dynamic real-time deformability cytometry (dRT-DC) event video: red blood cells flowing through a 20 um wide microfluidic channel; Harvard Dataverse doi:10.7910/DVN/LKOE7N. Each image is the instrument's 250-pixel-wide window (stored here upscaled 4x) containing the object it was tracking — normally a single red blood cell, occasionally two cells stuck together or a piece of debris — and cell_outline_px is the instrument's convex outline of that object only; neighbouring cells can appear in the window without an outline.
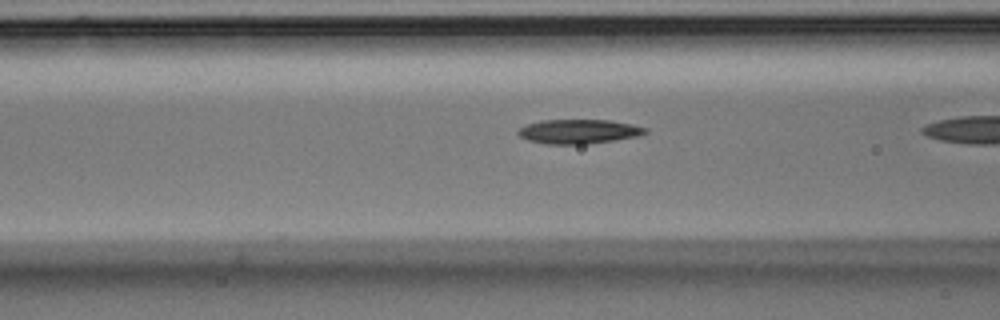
{"species": "Egyptian fruit bat (a non-hibernating species)", "species_latin": "Rousettus aegyptiacus", "temperature_condition": "room temperature", "stored_images_in_passage": 39, "segment_of_instrument_passage": [2, 2], "camera_frame_rate_fps": 3000, "um_per_image_px": 0.085, "animal": {"sex": "male"}, "frame": {"image": 1, "passage_image": 18, "time_ms": 5.667, "image_size_px": [1000, 320], "cell_outline_px": [[648, 132], [636, 136], [612, 140], [584, 144], [544, 144], [528, 140], [520, 136], [516, 132], [524, 124], [540, 120], [612, 120], [632, 124], [648, 128]], "centroid_in_image_um": [49.15, 11.16], "position_along_channel_um": 117.5, "area_um2": 18.03}}
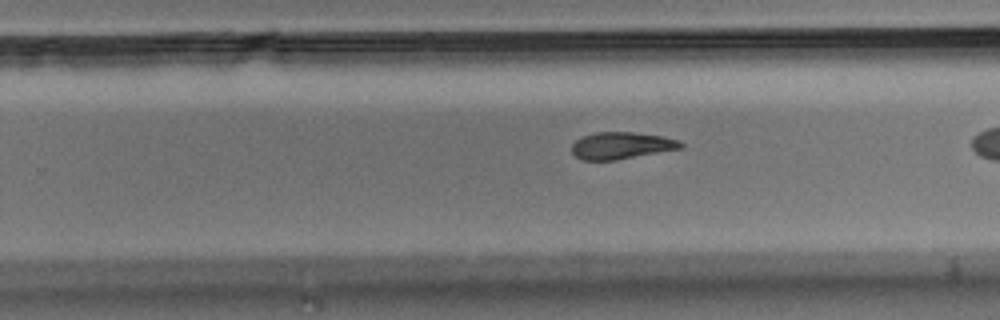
{"frame": {"image": 2, "passage_image": 31, "time_ms": 10.0, "image_size_px": [1000, 320], "cell_outline_px": [[684, 148], [616, 160], [580, 160], [572, 152], [572, 144], [580, 136], [596, 132], [632, 132], [664, 136], [676, 140], [684, 144]], "centroid_in_image_um": [52.81, 12.37], "position_along_channel_um": 277.0, "area_um2": 17.22}}
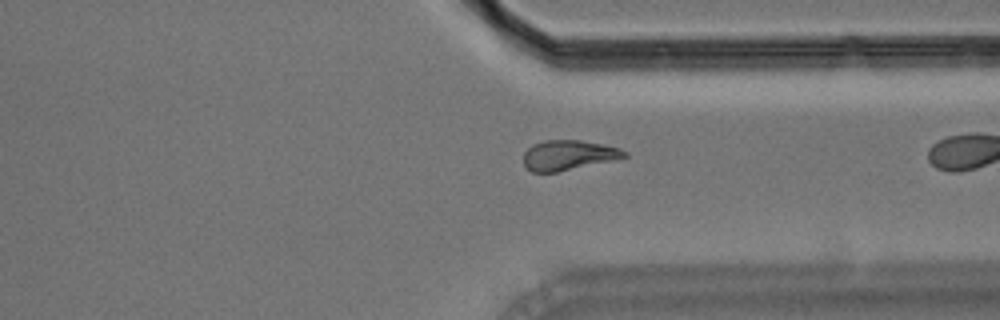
{"frame": {"image": 3, "passage_image": 38, "time_ms": 12.333, "image_size_px": [1000, 320], "cell_outline_px": [[628, 156], [612, 160], [556, 172], [532, 172], [524, 164], [524, 152], [532, 144], [544, 140], [580, 140], [604, 144], [620, 148], [628, 152]], "centroid_in_image_um": [48.31, 13.17], "position_along_channel_um": 363.1, "area_um2": 17.51}}